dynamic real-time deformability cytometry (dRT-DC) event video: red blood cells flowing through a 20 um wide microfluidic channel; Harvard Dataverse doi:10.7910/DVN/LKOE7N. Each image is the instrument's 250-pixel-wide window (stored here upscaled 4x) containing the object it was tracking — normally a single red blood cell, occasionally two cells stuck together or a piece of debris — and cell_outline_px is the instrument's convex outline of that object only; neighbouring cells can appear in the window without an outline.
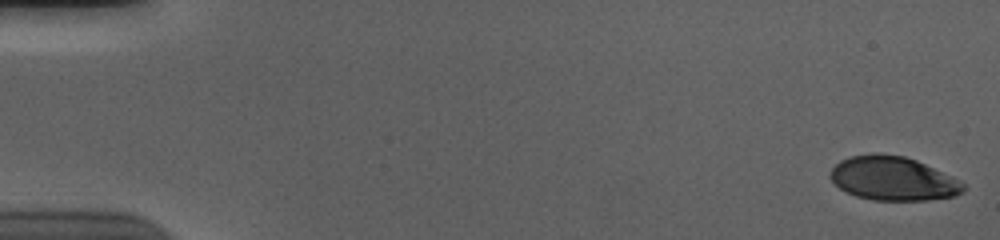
{"species": "human", "species_latin": "Homo sapiens", "temperature_condition": "cold", "stored_images_in_passage": 56, "camera_frame_rate_fps": 3000, "um_per_image_px": 0.085, "donor": {"sex": "male"}, "frame": {"image": 1, "passage_image": 1, "time_ms": 0.0, "image_size_px": [1000, 240], "cell_outline_px": [[964, 192], [952, 196], [928, 200], [872, 200], [856, 196], [840, 188], [828, 176], [832, 168], [840, 160], [852, 156], [872, 152], [876, 152], [904, 156], [916, 160], [964, 184]], "centroid_in_image_um": [75.84, 15.17], "position_along_channel_um": 9.2, "area_um2": 33.64}}
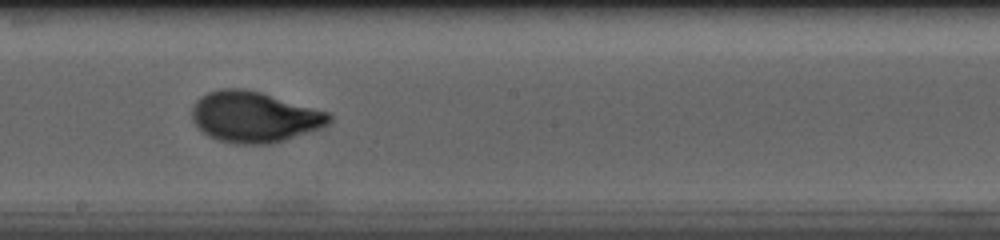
{"frame": {"image": 2, "passage_image": 32, "time_ms": 10.333, "image_size_px": [1000, 240], "cell_outline_px": [[332, 120], [328, 124], [320, 128], [272, 144], [232, 144], [216, 140], [208, 136], [192, 120], [192, 108], [196, 100], [200, 96], [208, 92], [220, 88], [244, 88], [260, 92], [328, 112], [332, 116]], "centroid_in_image_um": [21.59, 9.94], "position_along_channel_um": 226.6, "area_um2": 40.63}}
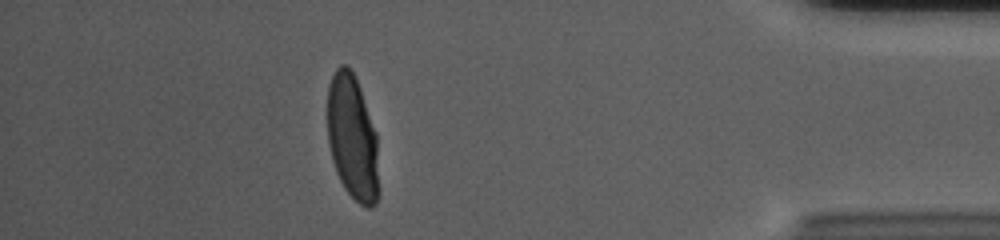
{"frame": {"image": 3, "passage_image": 50, "time_ms": 16.333, "image_size_px": [1000, 240], "cell_outline_px": [[376, 204], [372, 208], [368, 208], [360, 204], [344, 188], [336, 172], [332, 160], [328, 144], [328, 84], [336, 68], [340, 64], [344, 64], [352, 72], [360, 88], [376, 132]], "centroid_in_image_um": [29.91, 11.67], "position_along_channel_um": 405.3, "area_um2": 36.7}, "authors_computed_cell_mechanics": {"area_um2": 37.8301, "velocity_mm_per_s": 3.6968, "shape_relaxation_time_tau1_ms": 2.9502, "shape_relaxation_time_tau2_ms": null, "deformation_change_tau1": 0.191, "deformation_change_tau2": null}}